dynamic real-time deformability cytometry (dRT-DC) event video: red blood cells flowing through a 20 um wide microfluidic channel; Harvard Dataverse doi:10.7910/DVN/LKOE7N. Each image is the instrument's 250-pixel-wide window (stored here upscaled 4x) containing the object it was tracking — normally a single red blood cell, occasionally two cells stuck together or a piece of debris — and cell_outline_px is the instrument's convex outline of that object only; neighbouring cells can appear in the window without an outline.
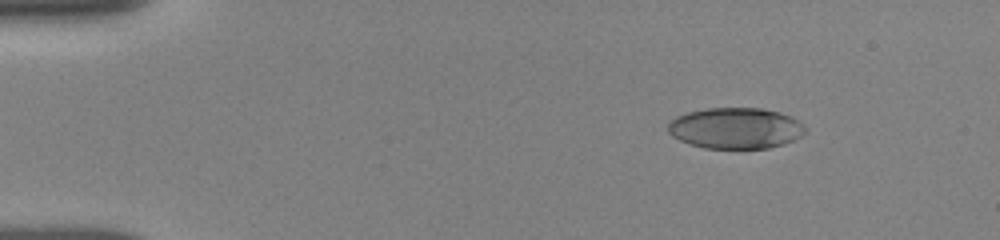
{"species": "human", "species_latin": "Homo sapiens", "temperature_condition": "room temperature", "stored_images_in_passage": 9, "camera_frame_rate_fps": 3000, "um_per_image_px": 0.085, "donor": {"sex": "female"}, "frame": {"image": 1, "passage_image": 3, "time_ms": 2.0, "image_size_px": [1000, 240], "cell_outline_px": [[804, 132], [800, 136], [784, 144], [768, 148], [704, 148], [680, 140], [672, 136], [668, 132], [668, 124], [676, 116], [688, 112], [708, 108], [760, 108], [780, 112], [792, 116], [804, 124]], "centroid_in_image_um": [62.53, 10.89], "position_along_channel_um": 22.5, "area_um2": 32.71}}
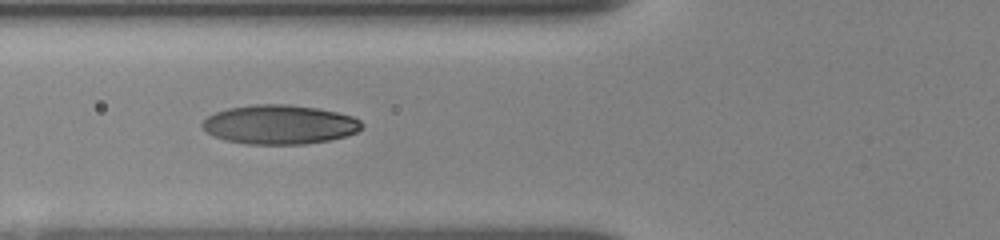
{"frame": {"image": 2, "passage_image": 7, "time_ms": 6.333, "image_size_px": [1000, 240], "cell_outline_px": [[364, 128], [356, 132], [344, 136], [328, 140], [304, 144], [248, 144], [224, 140], [212, 136], [200, 124], [208, 116], [216, 112], [228, 108], [256, 104], [288, 104], [316, 108], [336, 112], [352, 116], [360, 120], [364, 124]], "centroid_in_image_um": [23.76, 10.59], "position_along_channel_um": 102.0, "area_um2": 36.41}}
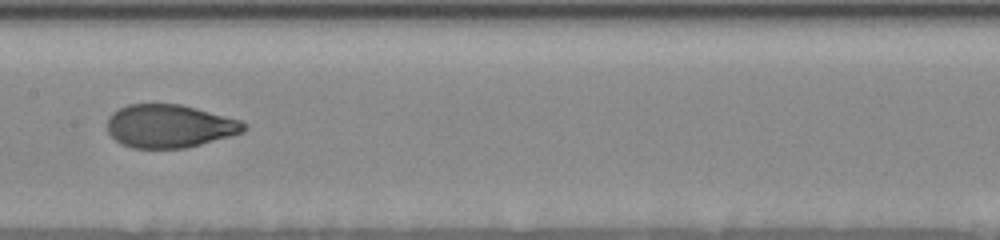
{"frame": {"image": 3, "passage_image": 9, "time_ms": 8.667, "image_size_px": [1000, 240], "cell_outline_px": [[248, 128], [244, 132], [232, 136], [184, 148], [132, 148], [120, 144], [108, 132], [108, 116], [112, 112], [128, 104], [180, 104], [196, 108], [240, 120], [248, 124]], "centroid_in_image_um": [14.42, 10.72], "position_along_channel_um": 193.0, "area_um2": 34.45}}